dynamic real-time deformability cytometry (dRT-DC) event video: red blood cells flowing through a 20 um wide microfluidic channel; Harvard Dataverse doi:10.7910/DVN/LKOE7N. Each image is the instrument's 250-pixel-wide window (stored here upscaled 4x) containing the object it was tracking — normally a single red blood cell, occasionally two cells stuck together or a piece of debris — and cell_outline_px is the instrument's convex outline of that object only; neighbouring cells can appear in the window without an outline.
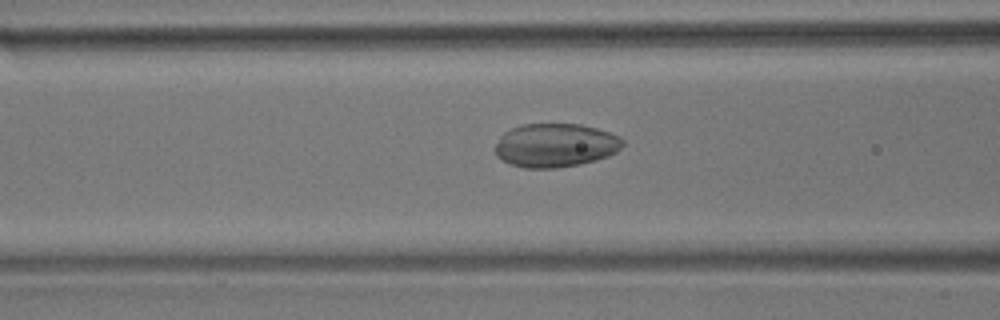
{"species": "common noctule bat (a hibernating species)", "species_latin": "Nyctalus noctula", "temperature_condition": "room temperature", "stored_images_in_passage": 54, "camera_frame_rate_fps": 3000, "um_per_image_px": 0.085, "animal": {"sex": "male", "body_mass_g": 17.9}, "frame": {"image": 1, "passage_image": 21, "time_ms": 6.667, "image_size_px": [1000, 320], "cell_outline_px": [[624, 144], [616, 152], [608, 156], [596, 160], [580, 164], [556, 168], [524, 168], [512, 164], [496, 156], [492, 148], [500, 136], [504, 132], [520, 124], [580, 124], [596, 128], [620, 136], [624, 140]], "centroid_in_image_um": [47.18, 12.35], "position_along_channel_um": 119.4, "area_um2": 32.71}}
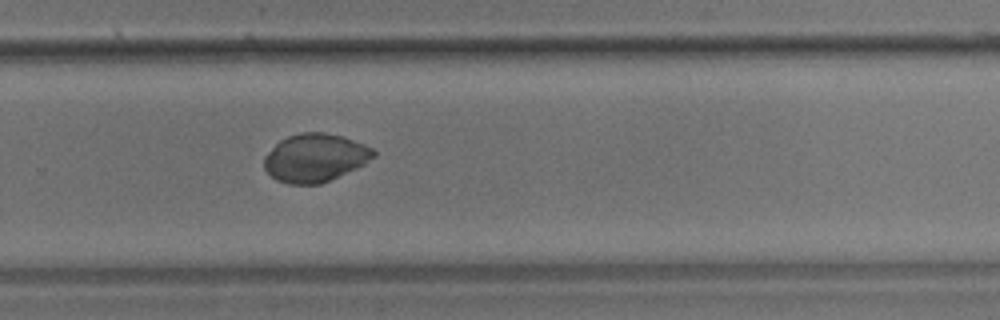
{"frame": {"image": 2, "passage_image": 36, "time_ms": 11.667, "image_size_px": [1000, 320], "cell_outline_px": [[376, 156], [364, 164], [356, 168], [320, 184], [288, 184], [276, 180], [264, 168], [264, 156], [280, 140], [288, 136], [300, 132], [324, 132], [344, 136], [364, 144], [372, 148], [376, 152]], "centroid_in_image_um": [26.79, 13.4], "position_along_channel_um": 303.0, "area_um2": 30.69}}
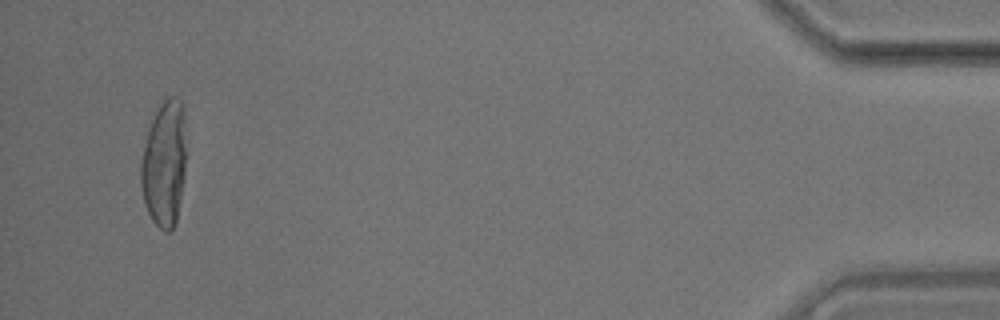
{"frame": {"image": 3, "passage_image": 52, "time_ms": 17.0, "image_size_px": [1000, 320], "cell_outline_px": [[184, 176], [176, 224], [168, 232], [164, 232], [152, 220], [144, 204], [140, 184], [140, 164], [148, 132], [152, 120], [160, 104], [168, 96], [172, 96], [180, 100], [184, 108]], "centroid_in_image_um": [13.95, 13.95], "position_along_channel_um": 421.3, "area_um2": 33.0}}